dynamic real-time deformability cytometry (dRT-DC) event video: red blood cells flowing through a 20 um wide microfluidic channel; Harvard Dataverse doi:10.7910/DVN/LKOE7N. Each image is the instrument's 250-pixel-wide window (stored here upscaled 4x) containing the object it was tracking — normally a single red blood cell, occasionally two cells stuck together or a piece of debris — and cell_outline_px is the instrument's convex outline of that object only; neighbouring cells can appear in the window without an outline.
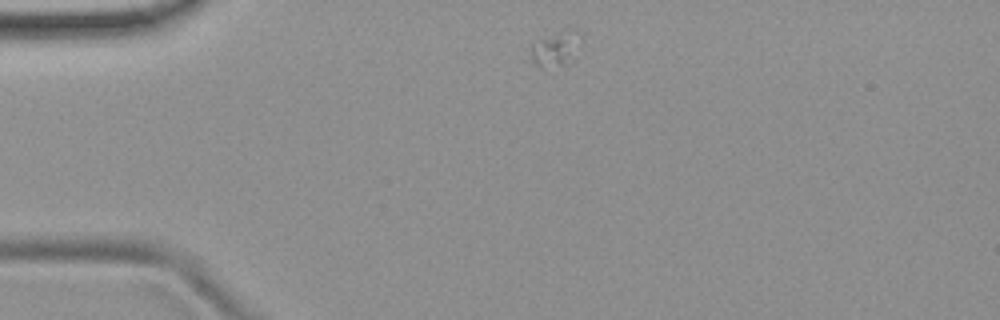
{"species": "common noctule bat (a hibernating species)", "species_latin": "Nyctalus noctula", "temperature_condition": "room temperature", "stored_images_in_passage": 2, "camera_frame_rate_fps": 3000, "um_per_image_px": 0.085, "animal": {"sex": "female", "body_mass_g": 19.9}, "frame": {"image": 1, "passage_image": 1, "time_ms": 0.0, "image_size_px": [1000, 320], "cell_outline_px": [[584, 40], [576, 60], [560, 64], [540, 68], [532, 64], [528, 48], [532, 44], [556, 32], [568, 28], [576, 28], [580, 32]], "centroid_in_image_um": [47.32, 4.11], "position_along_channel_um": 37.7, "area_um2": 10.98}}